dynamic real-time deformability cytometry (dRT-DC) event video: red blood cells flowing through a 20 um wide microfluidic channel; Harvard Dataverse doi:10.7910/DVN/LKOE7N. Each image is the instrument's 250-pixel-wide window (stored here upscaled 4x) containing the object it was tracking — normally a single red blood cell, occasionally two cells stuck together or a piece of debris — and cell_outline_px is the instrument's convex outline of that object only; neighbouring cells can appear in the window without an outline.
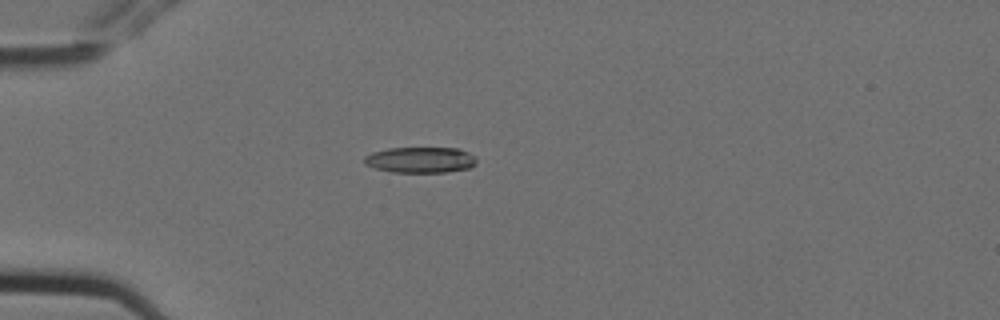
{"species": "Egyptian fruit bat (a non-hibernating species)", "species_latin": "Rousettus aegyptiacus", "temperature_condition": "cold", "stored_images_in_passage": 7, "camera_frame_rate_fps": 3000, "um_per_image_px": 0.085, "animal": {"sex": "female"}, "frame": {"image": 1, "passage_image": 1, "time_ms": 0.0, "image_size_px": [1000, 320], "cell_outline_px": [[476, 164], [468, 168], [448, 172], [392, 172], [376, 168], [364, 164], [364, 156], [372, 152], [388, 148], [460, 148], [476, 156]], "centroid_in_image_um": [35.75, 13.58], "position_along_channel_um": 49.3, "area_um2": 16.99}}
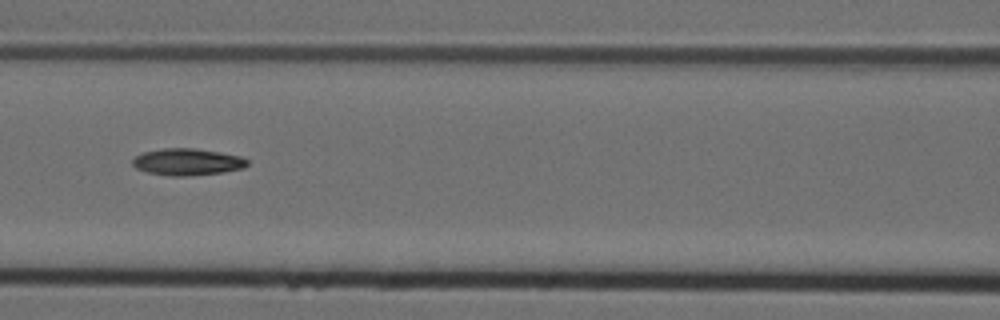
{"frame": {"image": 2, "passage_image": 4, "time_ms": 1.0, "image_size_px": [1000, 320], "cell_outline_px": [[248, 164], [244, 168], [224, 172], [188, 176], [168, 176], [148, 172], [136, 168], [132, 164], [132, 160], [136, 156], [144, 152], [164, 148], [192, 148], [220, 152], [240, 156], [248, 160]], "centroid_in_image_um": [15.94, 13.77], "position_along_channel_um": 150.7, "area_um2": 17.92}}
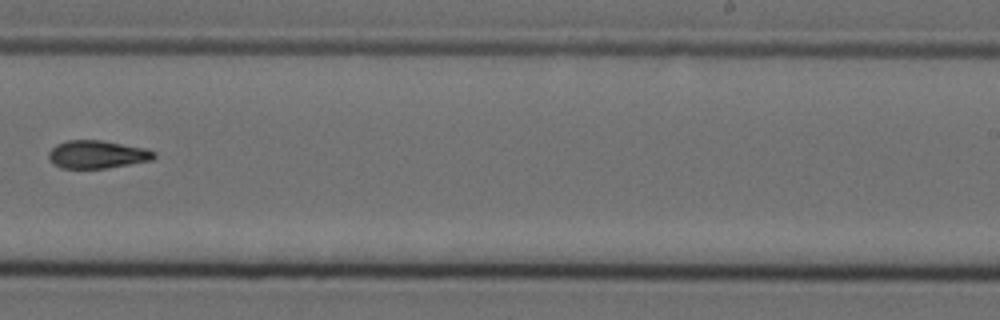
{"frame": {"image": 3, "passage_image": 7, "time_ms": 2.0, "image_size_px": [1000, 320], "cell_outline_px": [[156, 156], [152, 160], [108, 168], [60, 168], [52, 164], [48, 160], [48, 152], [56, 144], [68, 140], [100, 140], [144, 148], [156, 152]], "centroid_in_image_um": [8.22, 13.13], "position_along_channel_um": 280.8, "area_um2": 17.22}}